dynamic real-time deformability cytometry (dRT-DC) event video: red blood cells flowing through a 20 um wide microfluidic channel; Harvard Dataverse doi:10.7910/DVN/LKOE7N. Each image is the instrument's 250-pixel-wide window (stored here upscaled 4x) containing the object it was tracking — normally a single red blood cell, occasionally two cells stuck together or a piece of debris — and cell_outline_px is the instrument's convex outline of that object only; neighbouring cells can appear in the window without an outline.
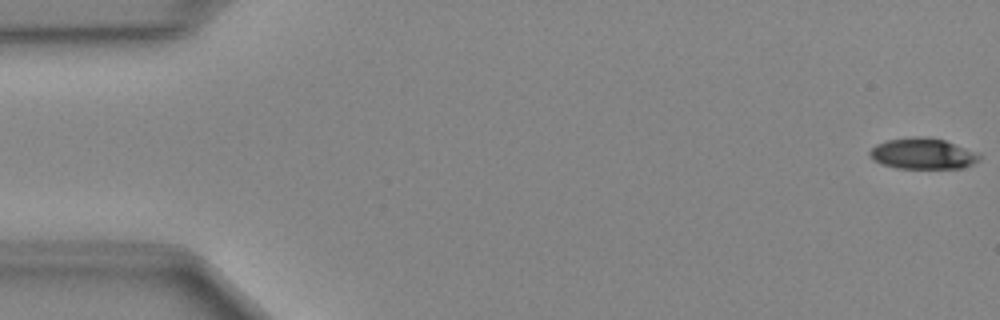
{"species": "Egyptian fruit bat (a non-hibernating species)", "species_latin": "Rousettus aegyptiacus", "temperature_condition": "cold", "stored_images_in_passage": 49, "camera_frame_rate_fps": 3000, "um_per_image_px": 0.085, "animal": {"sex": "female"}, "frame": {"image": 1, "passage_image": 1, "time_ms": 0.0, "image_size_px": [1000, 320], "cell_outline_px": [[980, 160], [964, 168], [896, 168], [880, 164], [872, 160], [868, 156], [868, 152], [876, 144], [888, 140], [916, 136], [924, 136], [944, 140], [964, 148], [980, 156]], "centroid_in_image_um": [78.35, 13.07], "position_along_channel_um": 6.6, "area_um2": 19.65}}
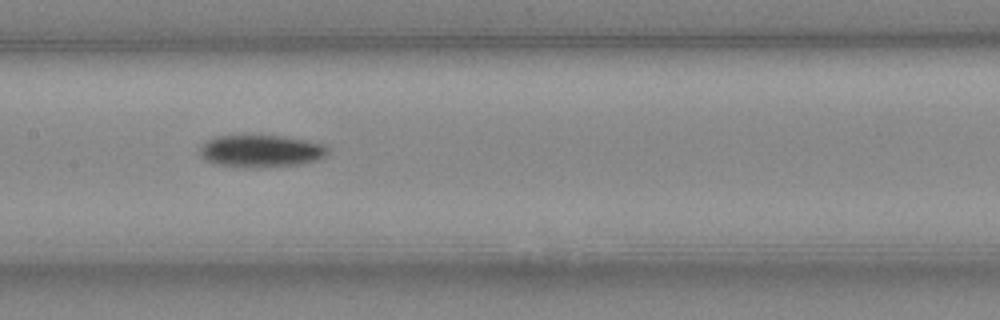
{"frame": {"image": 2, "passage_image": 24, "time_ms": 7.667, "image_size_px": [1000, 320], "cell_outline_px": [[328, 152], [324, 156], [316, 160], [300, 164], [256, 168], [244, 168], [216, 164], [208, 160], [200, 152], [200, 148], [204, 140], [216, 136], [244, 132], [284, 136], [324, 144], [328, 148]], "centroid_in_image_um": [22.13, 12.79], "position_along_channel_um": 185.3, "area_um2": 24.97}}
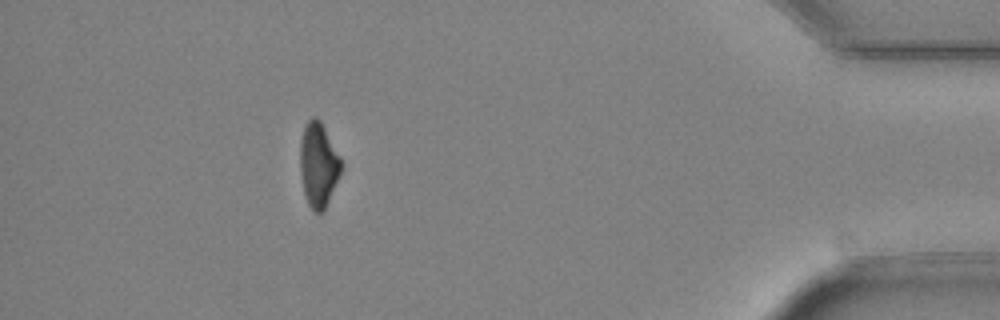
{"frame": {"image": 3, "passage_image": 44, "time_ms": 14.333, "image_size_px": [1000, 320], "cell_outline_px": [[340, 172], [328, 200], [324, 208], [320, 212], [312, 212], [308, 204], [304, 192], [300, 172], [300, 140], [304, 124], [312, 116], [316, 116], [320, 120], [340, 156]], "centroid_in_image_um": [27.02, 13.95], "position_along_channel_um": 408.2, "area_um2": 19.88}}